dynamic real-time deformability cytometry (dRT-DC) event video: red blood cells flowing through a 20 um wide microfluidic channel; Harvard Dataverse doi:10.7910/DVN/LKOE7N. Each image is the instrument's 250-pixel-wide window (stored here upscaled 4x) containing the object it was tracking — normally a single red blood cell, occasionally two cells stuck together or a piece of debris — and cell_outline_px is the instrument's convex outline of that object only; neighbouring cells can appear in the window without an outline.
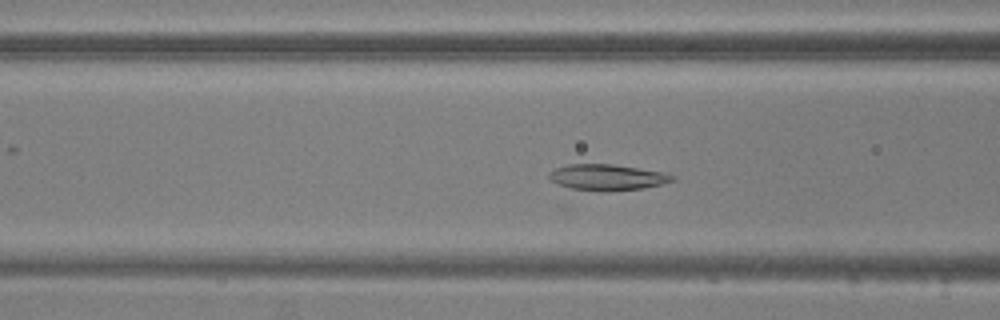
{"species": "common noctule bat (a hibernating species)", "species_latin": "Nyctalus noctula", "temperature_condition": "warm", "stored_images_in_passage": 15, "camera_frame_rate_fps": 3000, "um_per_image_px": 0.085, "animal": {"sex": "male", "body_mass_g": 20.5, "forearm_length_mm": 52.5}, "frame": {"image": 1, "passage_image": 9, "time_ms": 2.667, "image_size_px": [1000, 320], "cell_outline_px": [[676, 180], [644, 188], [604, 192], [572, 188], [556, 184], [548, 176], [556, 168], [568, 164], [612, 164], [660, 172], [676, 176]], "centroid_in_image_um": [51.62, 15.08], "position_along_channel_um": 115.0, "area_um2": 18.44}}
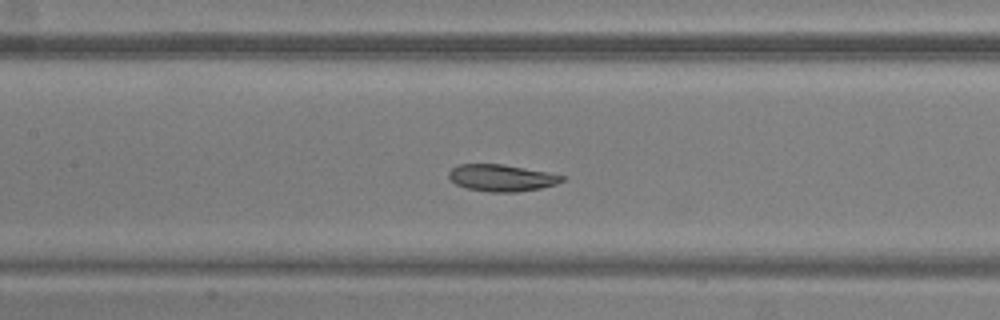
{"frame": {"image": 2, "passage_image": 13, "time_ms": 4.0, "image_size_px": [1000, 320], "cell_outline_px": [[568, 180], [556, 184], [540, 188], [516, 192], [488, 192], [468, 188], [456, 184], [448, 176], [448, 172], [456, 164], [504, 164], [568, 176]], "centroid_in_image_um": [42.68, 15.11], "position_along_channel_um": 164.7, "area_um2": 17.86}}